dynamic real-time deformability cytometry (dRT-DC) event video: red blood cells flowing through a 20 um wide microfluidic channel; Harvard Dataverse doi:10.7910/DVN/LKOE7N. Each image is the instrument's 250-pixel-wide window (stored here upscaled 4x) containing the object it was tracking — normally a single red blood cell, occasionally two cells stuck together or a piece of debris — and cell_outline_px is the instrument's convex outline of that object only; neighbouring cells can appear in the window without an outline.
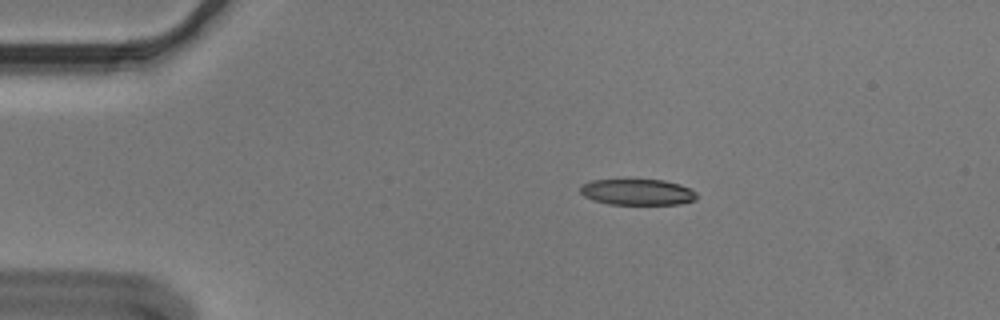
{"species": "Egyptian fruit bat (a non-hibernating species)", "species_latin": "Rousettus aegyptiacus", "temperature_condition": "cold", "stored_images_in_passage": 48, "camera_frame_rate_fps": 3000, "um_per_image_px": 0.085, "animal": {"sex": "male"}, "frame": {"image": 1, "passage_image": 3, "time_ms": 0.667, "image_size_px": [1000, 320], "cell_outline_px": [[696, 200], [680, 204], [608, 204], [592, 200], [584, 196], [580, 192], [580, 188], [584, 184], [592, 180], [664, 180], [680, 184], [696, 192]], "centroid_in_image_um": [54.18, 16.33], "position_along_channel_um": 30.8, "area_um2": 17.57}}
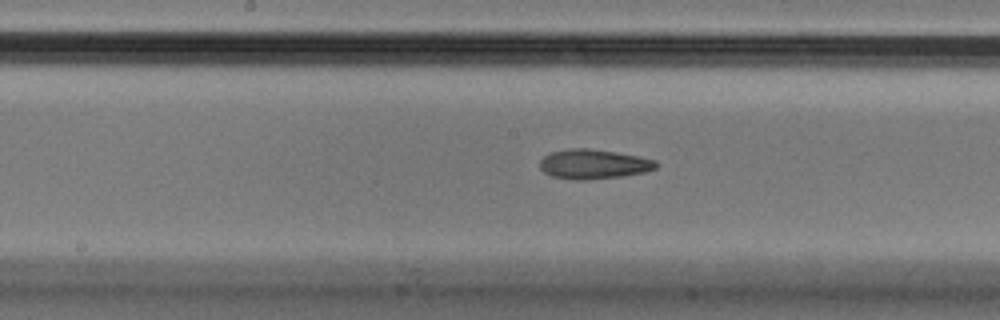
{"frame": {"image": 2, "passage_image": 21, "time_ms": 6.667, "image_size_px": [1000, 320], "cell_outline_px": [[660, 164], [656, 168], [644, 172], [620, 176], [584, 180], [576, 180], [552, 176], [544, 172], [540, 168], [540, 160], [544, 156], [552, 152], [572, 148], [588, 148], [616, 152], [640, 156], [656, 160]], "centroid_in_image_um": [50.48, 13.94], "position_along_channel_um": 197.7, "area_um2": 20.0}}
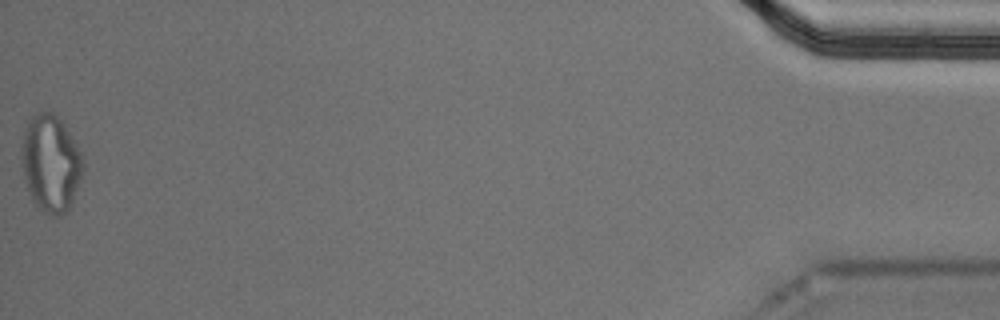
{"frame": {"image": 3, "passage_image": 48, "time_ms": 15.667, "image_size_px": [1000, 320], "cell_outline_px": [[84, 168], [72, 204], [68, 212], [56, 216], [52, 216], [44, 212], [32, 200], [28, 192], [20, 160], [20, 148], [24, 128], [28, 120], [32, 116], [40, 112], [52, 112], [64, 124], [76, 144], [84, 160]], "centroid_in_image_um": [4.29, 13.89], "position_along_channel_um": 430.9, "area_um2": 35.08}, "authors_computed_cell_mechanics": {"area_um2": 19.7676, "velocity_mm_per_s": 3.624, "shape_relaxation_time_tau1_ms": null, "shape_relaxation_time_tau2_ms": 7.4894, "deformation_change_tau1": null, "deformation_change_tau2": 0.1835}}